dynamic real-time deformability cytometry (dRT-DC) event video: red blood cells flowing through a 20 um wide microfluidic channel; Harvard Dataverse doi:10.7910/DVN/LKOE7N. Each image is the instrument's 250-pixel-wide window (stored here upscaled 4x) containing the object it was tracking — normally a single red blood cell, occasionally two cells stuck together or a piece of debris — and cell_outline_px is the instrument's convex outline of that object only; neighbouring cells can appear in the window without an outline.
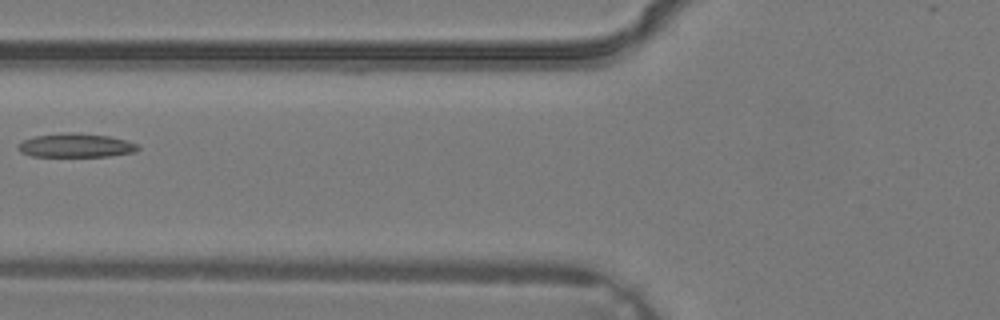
{"species": "common noctule bat (a hibernating species)", "species_latin": "Nyctalus noctula", "temperature_condition": "warm", "stored_images_in_passage": 4, "camera_frame_rate_fps": 3000, "um_per_image_px": 0.085, "animal": {"sex": "male", "body_mass_g": 19.2, "forearm_length_mm": 51.8}, "frame": {"image": 1, "passage_image": 4, "time_ms": 1.0, "image_size_px": [1000, 320], "cell_outline_px": [[140, 148], [136, 152], [108, 156], [32, 156], [20, 152], [16, 148], [24, 140], [36, 136], [64, 132], [72, 132], [108, 136], [124, 140], [136, 144]], "centroid_in_image_um": [6.44, 12.36], "position_along_channel_um": 119.4, "area_um2": 16.47}}